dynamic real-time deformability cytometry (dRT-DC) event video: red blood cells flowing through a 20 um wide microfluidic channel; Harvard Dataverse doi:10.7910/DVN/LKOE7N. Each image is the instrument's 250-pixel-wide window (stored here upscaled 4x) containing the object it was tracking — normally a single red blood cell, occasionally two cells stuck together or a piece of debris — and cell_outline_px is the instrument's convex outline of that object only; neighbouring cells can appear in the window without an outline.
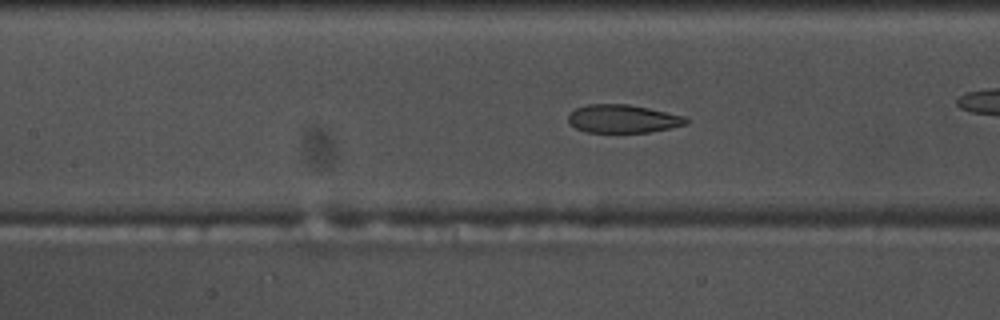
{"species": "common noctule bat (a hibernating species)", "species_latin": "Nyctalus noctula", "temperature_condition": "warm", "stored_images_in_passage": 35, "camera_frame_rate_fps": 3000, "um_per_image_px": 0.085, "animal": {"sex": "male", "body_mass_g": 17.5, "forearm_length_mm": 52.3}, "frame": {"image": 1, "passage_image": 16, "time_ms": 5.0, "image_size_px": [1000, 320], "cell_outline_px": [[688, 124], [648, 132], [584, 132], [568, 124], [568, 112], [576, 108], [588, 104], [628, 104], [648, 108], [684, 116], [688, 120]], "centroid_in_image_um": [52.88, 10.09], "position_along_channel_um": 154.5, "area_um2": 19.36}}